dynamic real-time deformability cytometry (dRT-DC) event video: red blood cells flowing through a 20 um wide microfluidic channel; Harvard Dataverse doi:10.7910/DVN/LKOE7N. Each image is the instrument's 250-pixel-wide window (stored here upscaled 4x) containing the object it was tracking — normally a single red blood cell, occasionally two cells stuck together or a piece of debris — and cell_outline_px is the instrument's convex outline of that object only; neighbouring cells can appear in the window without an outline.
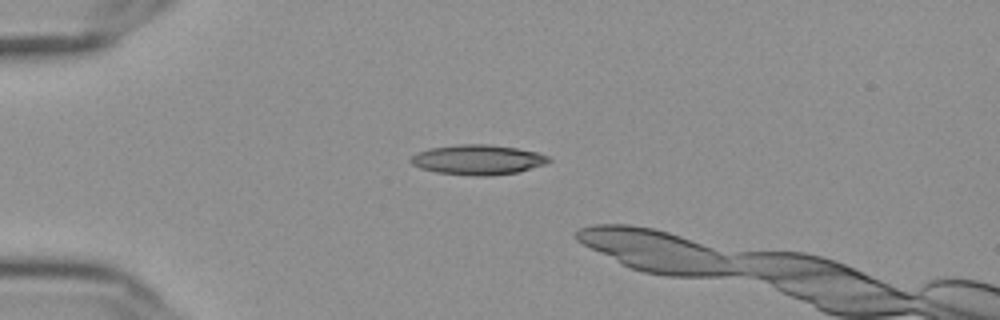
{"species": "Egyptian fruit bat (a non-hibernating species)", "species_latin": "Rousettus aegyptiacus", "temperature_condition": "cold", "stored_images_in_passage": 18, "camera_frame_rate_fps": 3000, "um_per_image_px": 0.085, "frame": {"image": 1, "passage_image": 11, "time_ms": 3.333, "image_size_px": [1000, 320], "cell_outline_px": [[552, 160], [544, 164], [516, 172], [488, 176], [476, 176], [436, 172], [420, 168], [412, 164], [408, 160], [416, 152], [428, 148], [456, 144], [488, 144], [516, 148], [536, 152], [548, 156]], "centroid_in_image_um": [40.55, 13.57], "position_along_channel_um": 44.4, "area_um2": 24.04}}
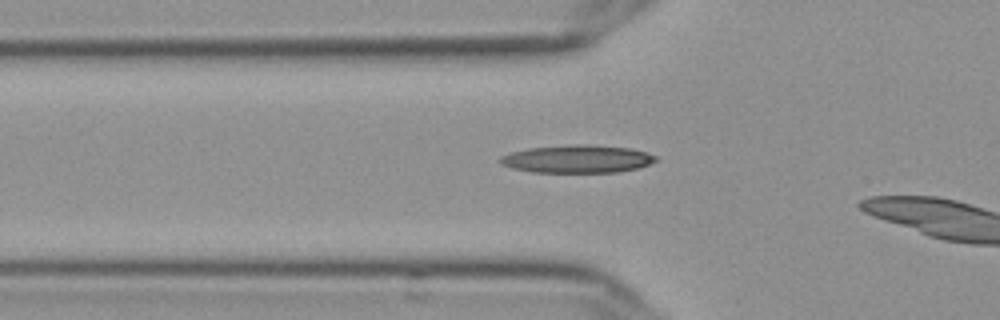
{"frame": {"image": 2, "passage_image": 16, "time_ms": 5.0, "image_size_px": [1000, 320], "cell_outline_px": [[660, 160], [636, 168], [616, 172], [532, 172], [512, 168], [500, 164], [496, 160], [500, 156], [512, 152], [528, 148], [568, 144], [588, 144], [628, 148], [644, 152], [656, 156]], "centroid_in_image_um": [49.01, 13.5], "position_along_channel_um": 76.8, "area_um2": 25.32}}